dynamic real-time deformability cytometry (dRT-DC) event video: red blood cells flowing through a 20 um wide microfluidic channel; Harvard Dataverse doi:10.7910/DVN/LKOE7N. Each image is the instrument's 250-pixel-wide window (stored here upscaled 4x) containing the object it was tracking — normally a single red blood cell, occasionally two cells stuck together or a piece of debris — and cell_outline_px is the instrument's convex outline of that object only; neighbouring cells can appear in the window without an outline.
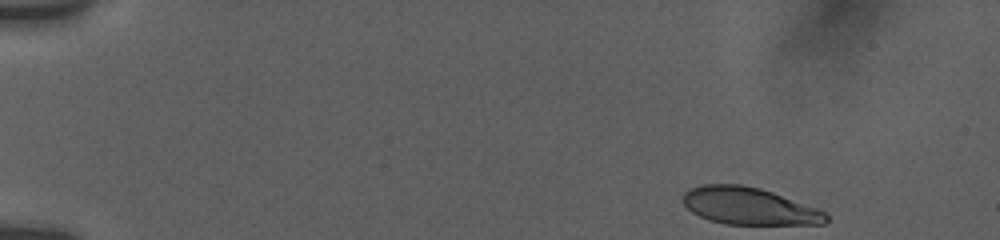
{"species": "human", "species_latin": "Homo sapiens", "temperature_condition": "room temperature", "stored_images_in_passage": 50, "camera_frame_rate_fps": 3000, "um_per_image_px": 0.085, "donor": {"sex": "female"}, "frame": {"image": 1, "passage_image": 1, "time_ms": 0.0, "image_size_px": [1000, 240], "cell_outline_px": [[828, 220], [824, 224], [724, 224], [708, 220], [692, 212], [680, 200], [684, 192], [692, 188], [704, 184], [740, 184], [760, 188], [772, 192], [816, 208], [824, 212], [828, 216]], "centroid_in_image_um": [63.63, 17.52], "position_along_channel_um": 21.4, "area_um2": 30.87}}
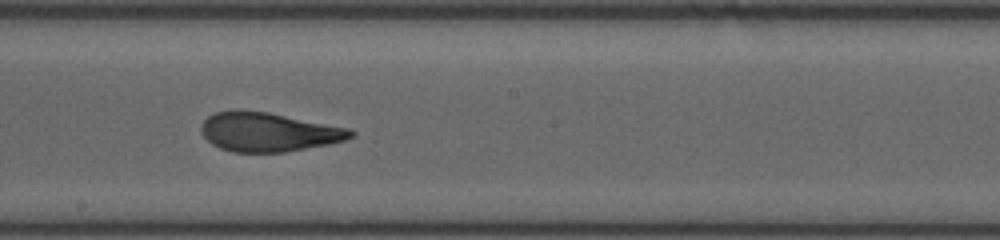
{"frame": {"image": 2, "passage_image": 27, "time_ms": 8.667, "image_size_px": [1000, 240], "cell_outline_px": [[356, 132], [348, 140], [328, 144], [284, 152], [232, 152], [220, 148], [212, 144], [200, 132], [200, 128], [204, 120], [208, 116], [216, 112], [268, 112], [352, 128]], "centroid_in_image_um": [22.88, 11.24], "position_along_channel_um": 225.3, "area_um2": 33.7}}
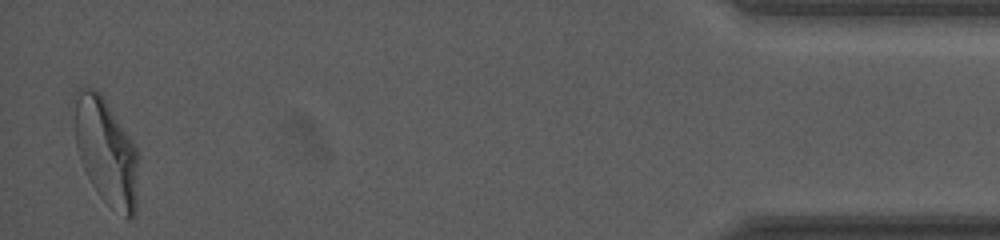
{"frame": {"image": 3, "passage_image": 49, "time_ms": 16.0, "image_size_px": [1000, 240], "cell_outline_px": [[140, 156], [136, 212], [128, 220], [108, 204], [96, 192], [80, 160], [76, 144], [76, 92], [80, 88], [92, 88], [100, 92], [104, 96], [136, 148]], "centroid_in_image_um": [9.08, 12.93], "position_along_channel_um": 426.1, "area_um2": 39.59}, "authors_computed_cell_mechanics": {"area_um2": 34.1887, "velocity_mm_per_s": 3.7582, "shape_relaxation_time_tau1_ms": 4.5468, "shape_relaxation_time_tau2_ms": 1.1267, "deformation_change_tau1": 0.1849, "deformation_change_tau2": 0.0921}}